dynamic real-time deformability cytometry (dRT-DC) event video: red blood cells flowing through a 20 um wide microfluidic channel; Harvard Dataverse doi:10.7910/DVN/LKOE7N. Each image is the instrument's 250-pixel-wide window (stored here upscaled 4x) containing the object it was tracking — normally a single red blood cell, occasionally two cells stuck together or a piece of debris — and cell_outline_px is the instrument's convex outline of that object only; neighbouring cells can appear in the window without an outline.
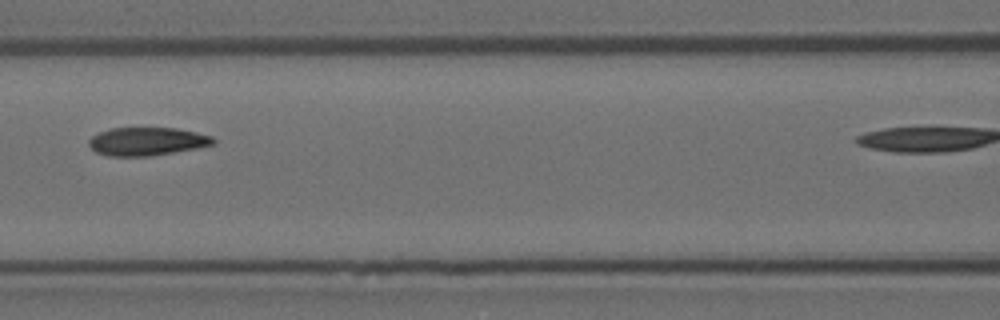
{"species": "Egyptian fruit bat (a non-hibernating species)", "species_latin": "Rousettus aegyptiacus", "temperature_condition": "room temperature", "stored_images_in_passage": 9, "camera_frame_rate_fps": 3000, "um_per_image_px": 0.085, "animal": {"sex": "female"}, "frame": {"image": 1, "passage_image": 4, "time_ms": 1.0, "image_size_px": [1000, 320], "cell_outline_px": [[216, 144], [196, 148], [148, 156], [108, 156], [96, 152], [88, 144], [88, 140], [92, 136], [100, 132], [112, 128], [176, 128], [196, 132], [212, 136], [216, 140]], "centroid_in_image_um": [12.5, 12.02], "position_along_channel_um": 154.1, "area_um2": 20.35}}
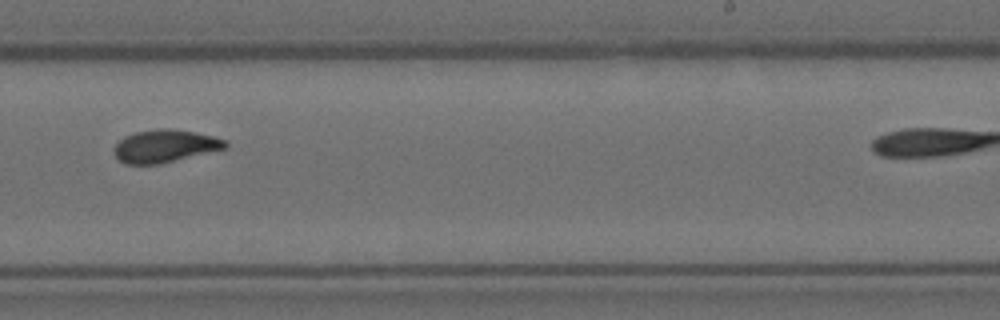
{"frame": {"image": 2, "passage_image": 7, "time_ms": 2.0, "image_size_px": [1000, 320], "cell_outline_px": [[228, 148], [160, 164], [124, 164], [116, 156], [112, 148], [124, 136], [136, 132], [160, 128], [168, 128], [192, 132], [212, 136], [228, 140]], "centroid_in_image_um": [14.03, 12.42], "position_along_channel_um": 275.0, "area_um2": 21.21}}
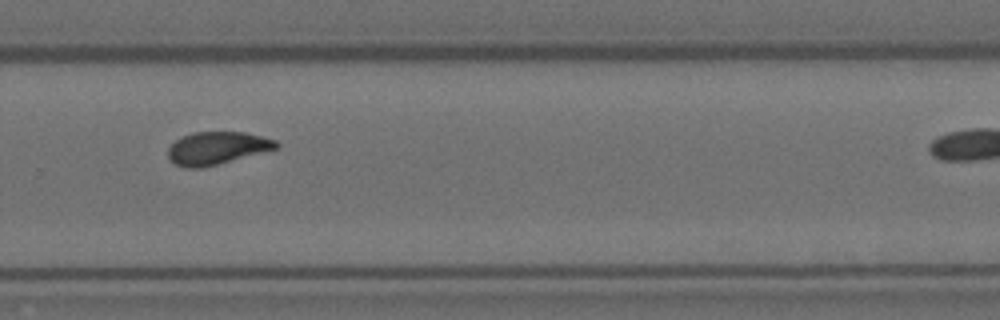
{"frame": {"image": 3, "passage_image": 8, "time_ms": 2.333, "image_size_px": [1000, 320], "cell_outline_px": [[280, 148], [200, 168], [184, 168], [176, 164], [168, 156], [168, 148], [176, 140], [192, 132], [244, 132], [276, 140], [280, 144]], "centroid_in_image_um": [18.47, 12.58], "position_along_channel_um": 311.3, "area_um2": 20.4}}